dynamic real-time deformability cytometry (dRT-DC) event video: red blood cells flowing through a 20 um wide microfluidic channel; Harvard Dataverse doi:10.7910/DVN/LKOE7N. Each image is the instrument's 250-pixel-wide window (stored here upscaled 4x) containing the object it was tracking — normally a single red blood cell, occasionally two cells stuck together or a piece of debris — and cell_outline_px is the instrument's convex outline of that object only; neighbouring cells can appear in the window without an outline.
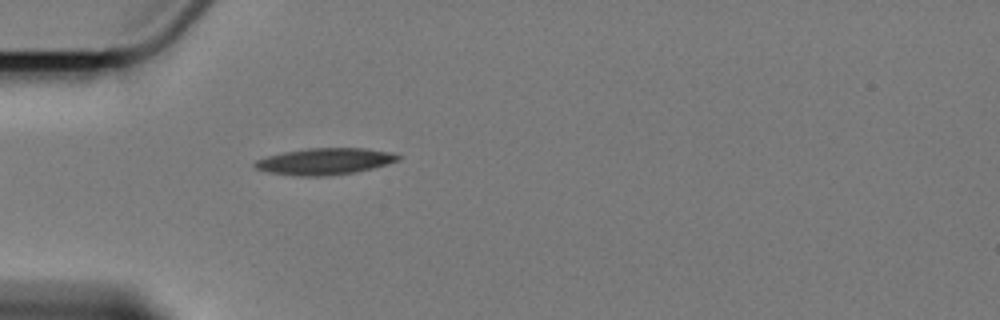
{"species": "Egyptian fruit bat (a non-hibernating species)", "species_latin": "Rousettus aegyptiacus", "temperature_condition": "cold", "stored_images_in_passage": 1, "camera_frame_rate_fps": 3000, "um_per_image_px": 0.085, "animal": {"sex": "female"}, "frame": {"image": 1, "passage_image": 1, "time_ms": 0.0, "image_size_px": [1000, 320], "cell_outline_px": [[404, 156], [400, 160], [372, 168], [356, 172], [328, 176], [292, 176], [268, 172], [256, 168], [252, 164], [256, 160], [268, 156], [284, 152], [308, 148], [364, 148], [392, 152]], "centroid_in_image_um": [27.64, 13.72], "position_along_channel_um": 57.4, "area_um2": 22.31}}